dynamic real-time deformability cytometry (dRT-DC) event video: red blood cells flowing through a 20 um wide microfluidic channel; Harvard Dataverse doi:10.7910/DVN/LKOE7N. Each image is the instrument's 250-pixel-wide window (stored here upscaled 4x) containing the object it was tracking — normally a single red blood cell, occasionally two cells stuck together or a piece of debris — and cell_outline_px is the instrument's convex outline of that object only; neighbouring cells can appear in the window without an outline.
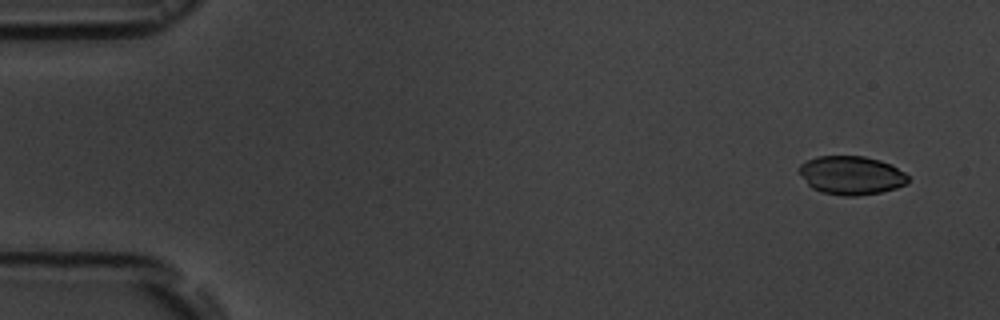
{"species": "common noctule bat (a hibernating species)", "species_latin": "Nyctalus noctula", "temperature_condition": "room temperature", "stored_images_in_passage": 7, "camera_frame_rate_fps": 3000, "um_per_image_px": 0.085, "animal": {"sex": "male", "body_mass_g": 19.5, "forearm_length_mm": 54.6}, "frame": {"image": 1, "passage_image": 2, "time_ms": 1.0, "image_size_px": [1000, 320], "cell_outline_px": [[908, 184], [896, 188], [880, 192], [856, 196], [844, 196], [820, 192], [812, 188], [808, 184], [800, 172], [800, 164], [816, 156], [864, 156], [880, 160], [892, 164], [904, 172], [908, 176]], "centroid_in_image_um": [72.39, 14.9], "position_along_channel_um": 12.6, "area_um2": 24.51}}
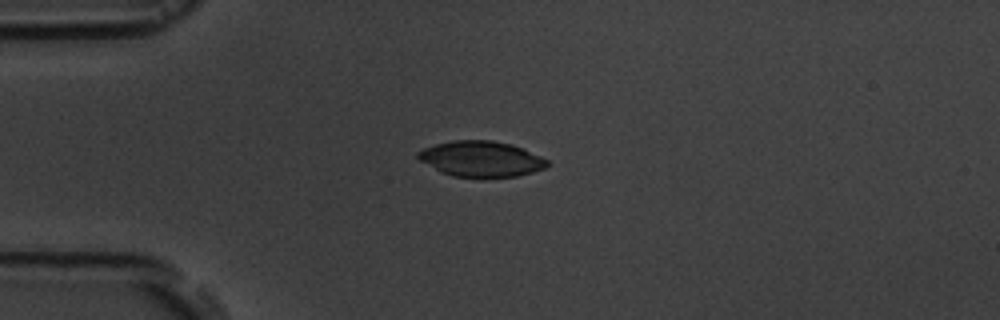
{"frame": {"image": 2, "passage_image": 5, "time_ms": 4.667, "image_size_px": [1000, 320], "cell_outline_px": [[552, 164], [544, 168], [532, 172], [516, 176], [484, 180], [452, 176], [440, 172], [420, 160], [416, 156], [416, 152], [424, 148], [436, 144], [452, 140], [492, 140], [512, 144], [524, 148], [548, 160]], "centroid_in_image_um": [40.91, 13.54], "position_along_channel_um": 44.1, "area_um2": 27.63}}
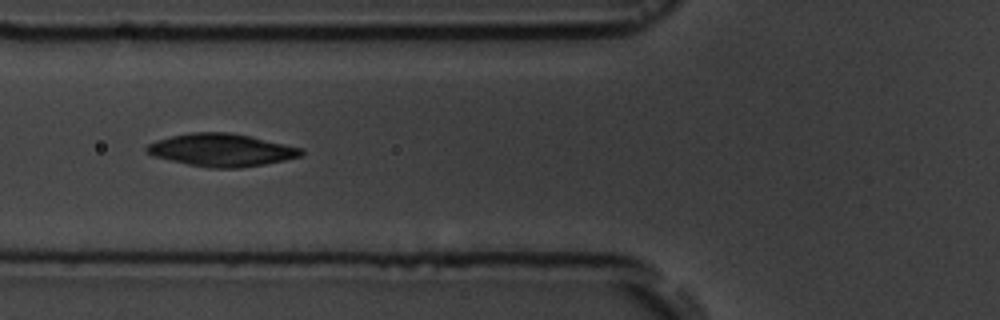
{"frame": {"image": 3, "passage_image": 7, "time_ms": 7.0, "image_size_px": [1000, 320], "cell_outline_px": [[304, 156], [264, 164], [240, 168], [208, 168], [188, 164], [152, 156], [144, 152], [144, 148], [148, 144], [156, 140], [172, 136], [192, 132], [232, 132], [304, 148]], "centroid_in_image_um": [18.83, 12.75], "position_along_channel_um": 107.0, "area_um2": 29.65}}